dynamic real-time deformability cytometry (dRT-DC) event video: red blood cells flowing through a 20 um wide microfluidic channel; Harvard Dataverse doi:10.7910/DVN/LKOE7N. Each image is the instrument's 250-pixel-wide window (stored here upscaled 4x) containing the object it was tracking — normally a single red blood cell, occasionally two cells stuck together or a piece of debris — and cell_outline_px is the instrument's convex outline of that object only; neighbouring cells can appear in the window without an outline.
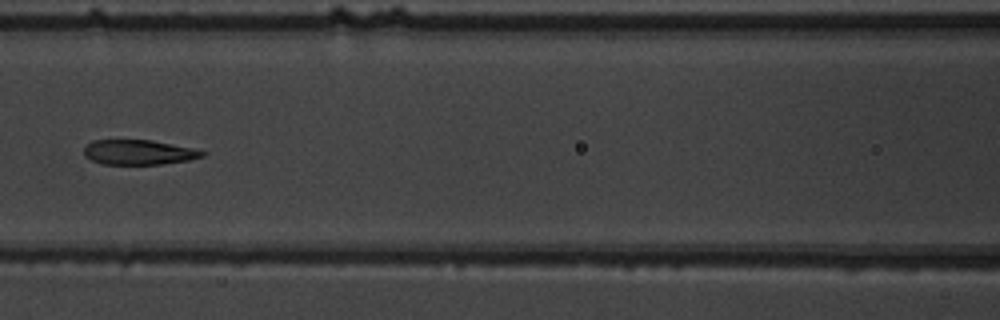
{"species": "common noctule bat (a hibernating species)", "species_latin": "Nyctalus noctula", "temperature_condition": "warm", "stored_images_in_passage": 10, "camera_frame_rate_fps": 3000, "um_per_image_px": 0.085, "animal": {"sex": "male", "body_mass_g": 19.5, "forearm_length_mm": 54.6}, "frame": {"image": 1, "passage_image": 7, "time_ms": 7.0, "image_size_px": [1000, 320], "cell_outline_px": [[208, 152], [204, 156], [188, 160], [160, 164], [100, 164], [84, 156], [84, 148], [92, 140], [152, 140], [192, 148]], "centroid_in_image_um": [11.78, 12.94], "position_along_channel_um": 154.8, "area_um2": 17.11}}
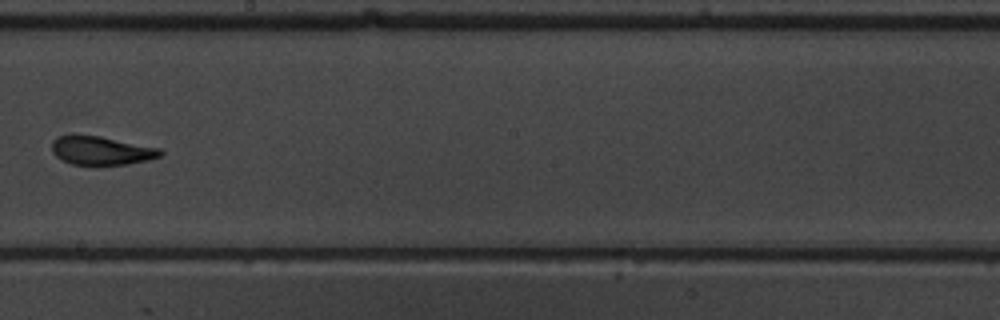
{"frame": {"image": 2, "passage_image": 9, "time_ms": 9.333, "image_size_px": [1000, 320], "cell_outline_px": [[164, 152], [160, 156], [148, 160], [128, 164], [96, 168], [92, 168], [72, 164], [60, 160], [52, 152], [52, 140], [60, 136], [100, 136], [160, 148]], "centroid_in_image_um": [8.61, 12.86], "position_along_channel_um": 239.6, "area_um2": 18.67}}
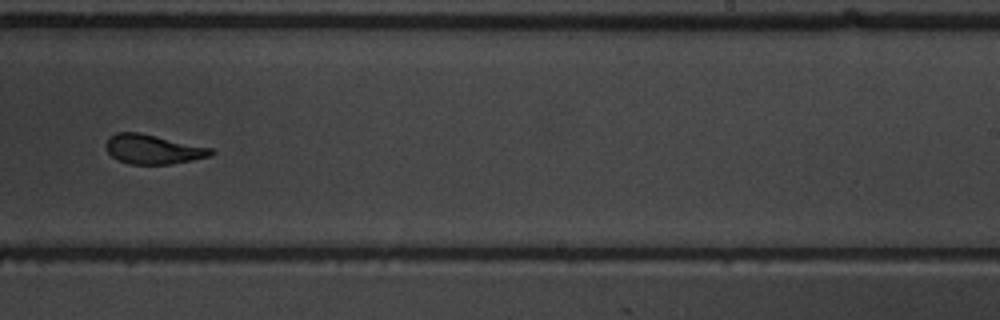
{"frame": {"image": 3, "passage_image": 10, "time_ms": 10.333, "image_size_px": [1000, 320], "cell_outline_px": [[216, 152], [212, 156], [172, 164], [128, 164], [112, 156], [104, 148], [104, 144], [108, 136], [116, 132], [140, 132], [212, 148]], "centroid_in_image_um": [12.99, 12.68], "position_along_channel_um": 276.0, "area_um2": 18.26}}